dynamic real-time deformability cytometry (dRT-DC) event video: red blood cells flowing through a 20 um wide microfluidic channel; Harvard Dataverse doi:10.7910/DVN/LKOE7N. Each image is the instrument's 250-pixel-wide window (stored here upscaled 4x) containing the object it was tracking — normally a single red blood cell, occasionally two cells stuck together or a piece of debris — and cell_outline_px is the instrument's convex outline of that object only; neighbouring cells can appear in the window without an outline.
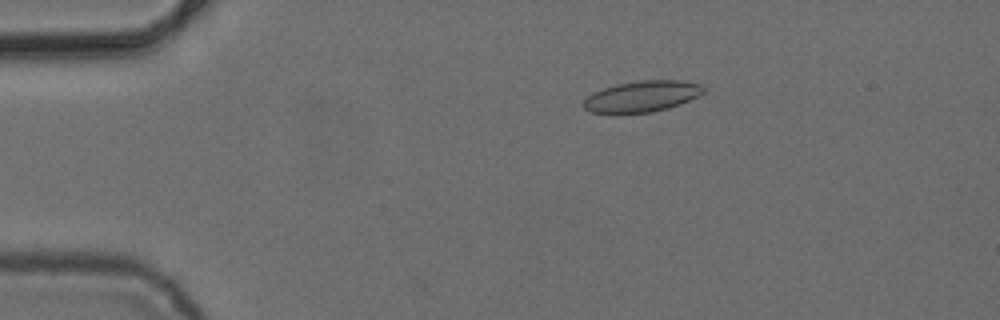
{"species": "common noctule bat (a hibernating species)", "species_latin": "Nyctalus noctula", "temperature_condition": "cold", "stored_images_in_passage": 6, "camera_frame_rate_fps": 3000, "um_per_image_px": 0.085, "animal": {"sex": "female", "body_mass_g": 24.6, "forearm_length_mm": 56.2}, "frame": {"image": 1, "passage_image": 3, "time_ms": 2.333, "image_size_px": [1000, 320], "cell_outline_px": [[704, 92], [680, 104], [668, 108], [652, 112], [592, 112], [584, 108], [584, 100], [592, 92], [616, 84], [640, 80], [680, 80], [700, 84], [704, 88]], "centroid_in_image_um": [54.58, 8.17], "position_along_channel_um": 30.4, "area_um2": 21.33}}
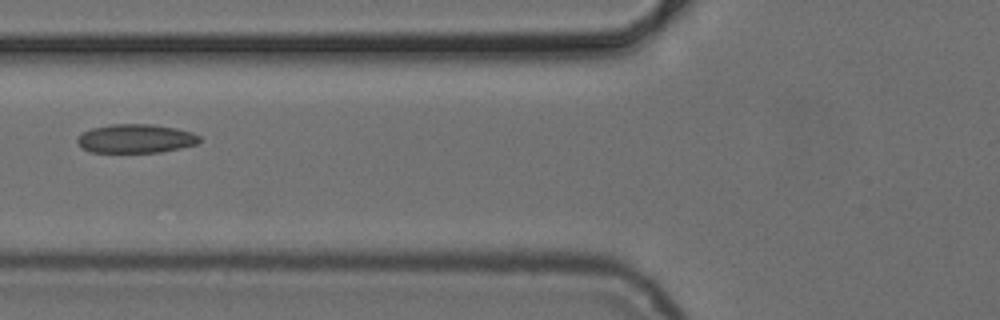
{"frame": {"image": 2, "passage_image": 6, "time_ms": 6.0, "image_size_px": [1000, 320], "cell_outline_px": [[200, 140], [196, 144], [180, 148], [160, 152], [92, 152], [80, 148], [76, 140], [84, 132], [92, 128], [112, 124], [152, 124], [176, 128], [192, 132], [200, 136]], "centroid_in_image_um": [11.54, 11.78], "position_along_channel_um": 114.3, "area_um2": 20.46}}